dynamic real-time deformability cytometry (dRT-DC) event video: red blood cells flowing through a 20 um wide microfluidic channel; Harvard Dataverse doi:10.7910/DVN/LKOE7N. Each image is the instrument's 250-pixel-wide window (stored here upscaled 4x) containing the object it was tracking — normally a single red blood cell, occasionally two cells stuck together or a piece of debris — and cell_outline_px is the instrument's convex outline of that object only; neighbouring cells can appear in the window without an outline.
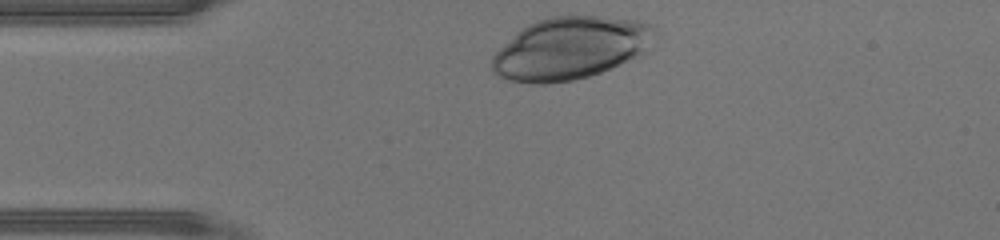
{"species": "human", "species_latin": "Homo sapiens", "temperature_condition": "warm", "stored_images_in_passage": 27, "camera_frame_rate_fps": 3000, "um_per_image_px": 0.085, "donor": {"sex": "male"}, "frame": {"image": 1, "passage_image": 1, "time_ms": 0.0, "image_size_px": [1000, 240], "cell_outline_px": [[656, 28], [648, 52], [640, 56], [600, 72], [588, 76], [572, 80], [544, 84], [532, 84], [508, 80], [496, 76], [492, 72], [492, 56], [516, 32], [528, 24], [536, 20], [552, 16], [600, 16], [636, 20], [652, 24]], "centroid_in_image_um": [48.49, 4.1], "position_along_channel_um": 36.5, "area_um2": 59.42}}
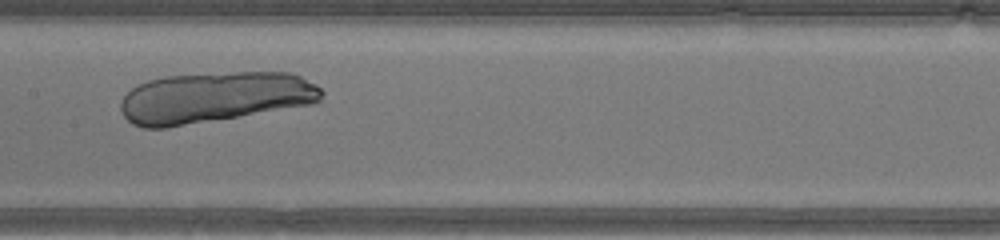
{"frame": {"image": 2, "passage_image": 13, "time_ms": 4.0, "image_size_px": [1000, 240], "cell_outline_px": [[324, 92], [320, 104], [164, 128], [144, 128], [132, 124], [124, 116], [120, 108], [120, 100], [132, 88], [148, 80], [164, 76], [232, 72], [292, 72], [316, 84]], "centroid_in_image_um": [18.3, 8.28], "position_along_channel_um": 189.1, "area_um2": 60.11}}
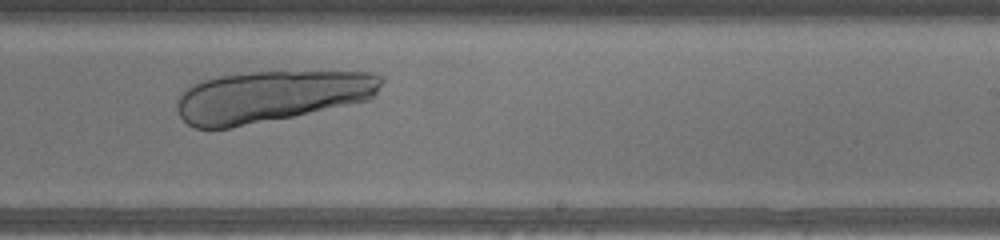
{"frame": {"image": 3, "passage_image": 18, "time_ms": 5.667, "image_size_px": [1000, 240], "cell_outline_px": [[384, 80], [376, 92], [368, 100], [292, 116], [228, 128], [196, 128], [188, 124], [180, 116], [176, 108], [176, 100], [188, 88], [200, 80], [216, 76], [248, 72], [376, 72], [384, 76]], "centroid_in_image_um": [23.03, 8.17], "position_along_channel_um": 266.0, "area_um2": 60.86}}